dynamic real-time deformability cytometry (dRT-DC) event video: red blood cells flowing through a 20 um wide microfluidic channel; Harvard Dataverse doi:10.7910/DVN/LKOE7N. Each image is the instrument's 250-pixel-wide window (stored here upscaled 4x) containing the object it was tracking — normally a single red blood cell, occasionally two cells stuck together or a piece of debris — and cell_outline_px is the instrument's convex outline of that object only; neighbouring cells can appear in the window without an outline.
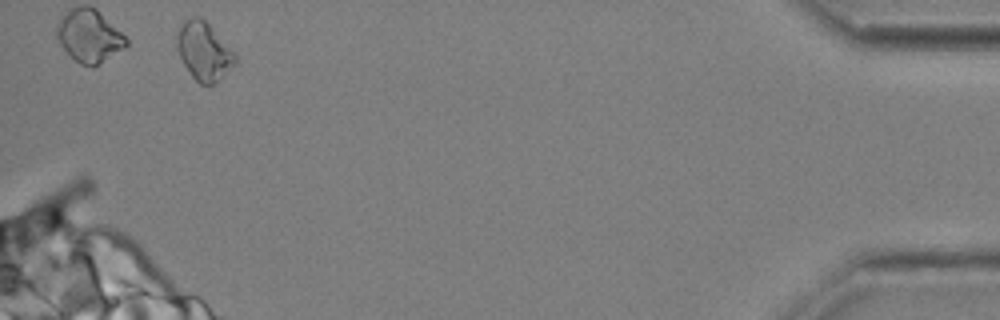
{"species": "common noctule bat (a hibernating species)", "species_latin": "Nyctalus noctula", "temperature_condition": "cold", "stored_images_in_passage": 50, "camera_frame_rate_fps": 3000, "um_per_image_px": 0.085, "animal": {"sex": "male", "body_mass_g": 20.4}, "frame": {"image": 1, "passage_image": 50, "time_ms": 16.333, "image_size_px": [1000, 320], "cell_outline_px": [[236, 64], [208, 88], [200, 84], [192, 76], [184, 64], [176, 48], [176, 36], [180, 24], [184, 20], [192, 16], [200, 16], [208, 24], [236, 56]], "centroid_in_image_um": [17.29, 4.36], "position_along_channel_um": 417.9, "area_um2": 19.54}, "authors_computed_cell_mechanics": {"area_um2": 18.5538, "velocity_mm_per_s": 3.6709, "shape_relaxation_time_tau1_ms": null, "shape_relaxation_time_tau2_ms": 2.0316, "deformation_change_tau1": null, "deformation_change_tau2": 0.1038}}